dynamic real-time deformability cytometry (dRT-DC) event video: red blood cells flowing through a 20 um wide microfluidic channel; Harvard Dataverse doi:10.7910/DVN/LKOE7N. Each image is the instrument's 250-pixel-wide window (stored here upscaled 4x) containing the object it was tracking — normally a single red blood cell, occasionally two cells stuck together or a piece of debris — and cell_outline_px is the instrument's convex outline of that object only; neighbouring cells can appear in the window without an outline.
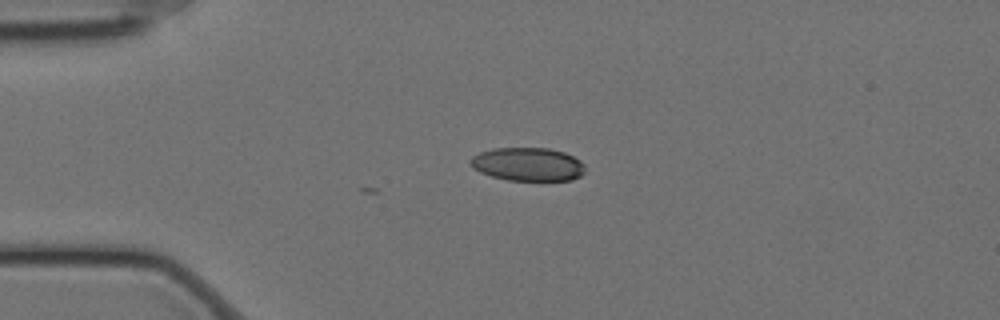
{"species": "Egyptian fruit bat (a non-hibernating species)", "species_latin": "Rousettus aegyptiacus", "temperature_condition": "cold", "stored_images_in_passage": 4, "camera_frame_rate_fps": 3000, "um_per_image_px": 0.085, "animal": {"sex": "female"}, "frame": {"image": 1, "passage_image": 1, "time_ms": 0.0, "image_size_px": [1000, 320], "cell_outline_px": [[584, 172], [580, 176], [572, 180], [508, 180], [492, 176], [480, 172], [472, 168], [468, 164], [468, 160], [472, 156], [480, 152], [492, 148], [548, 148], [564, 152], [580, 160], [584, 164]], "centroid_in_image_um": [44.83, 13.96], "position_along_channel_um": 40.2, "area_um2": 22.43}}